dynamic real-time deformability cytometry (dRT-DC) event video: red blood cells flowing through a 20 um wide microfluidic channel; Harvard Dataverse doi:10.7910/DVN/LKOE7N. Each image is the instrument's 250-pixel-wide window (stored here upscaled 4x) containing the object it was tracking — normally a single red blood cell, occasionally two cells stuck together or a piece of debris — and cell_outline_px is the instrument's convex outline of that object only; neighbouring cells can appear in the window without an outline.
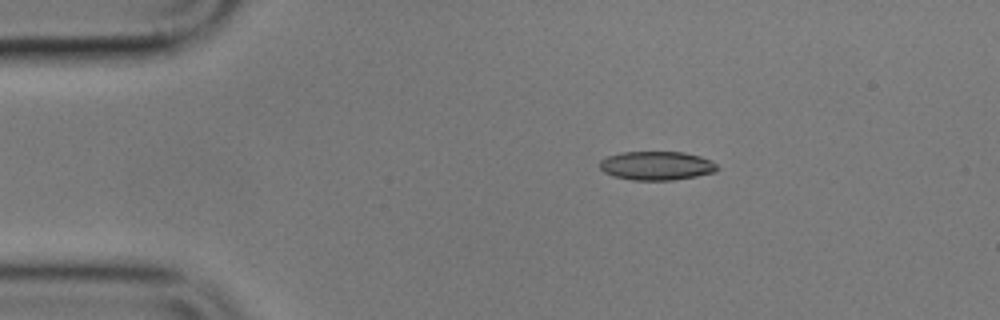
{"species": "common noctule bat (a hibernating species)", "species_latin": "Nyctalus noctula", "temperature_condition": "cold", "stored_images_in_passage": 6, "camera_frame_rate_fps": 3000, "um_per_image_px": 0.085, "animal": {"sex": "male", "body_mass_g": 17.9}, "frame": {"image": 1, "passage_image": 6, "time_ms": 6.0, "image_size_px": [1000, 320], "cell_outline_px": [[720, 168], [716, 172], [696, 176], [672, 180], [632, 180], [612, 176], [604, 172], [600, 168], [600, 160], [608, 156], [620, 152], [684, 152], [700, 156], [712, 160]], "centroid_in_image_um": [55.83, 14.08], "position_along_channel_um": 29.2, "area_um2": 19.88}}